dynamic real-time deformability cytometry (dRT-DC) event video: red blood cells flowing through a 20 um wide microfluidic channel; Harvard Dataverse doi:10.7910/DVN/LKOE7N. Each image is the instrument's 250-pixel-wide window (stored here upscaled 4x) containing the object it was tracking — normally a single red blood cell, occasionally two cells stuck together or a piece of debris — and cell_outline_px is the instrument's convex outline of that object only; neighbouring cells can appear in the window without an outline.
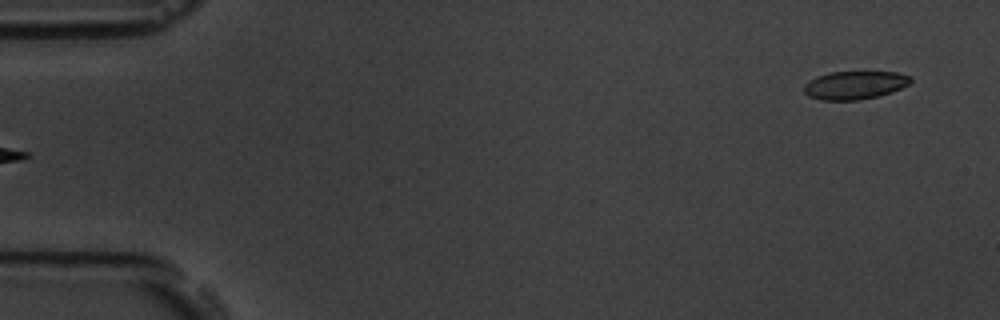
{"species": "common noctule bat (a hibernating species)", "species_latin": "Nyctalus noctula", "temperature_condition": "room temperature", "stored_images_in_passage": 5, "segment_of_instrument_passage": [2, 2], "camera_frame_rate_fps": 3000, "um_per_image_px": 0.085, "animal": {"sex": "male", "body_mass_g": 19.5, "forearm_length_mm": 54.6}, "frame": {"image": 1, "passage_image": 5, "time_ms": 5.333, "image_size_px": [1000, 320], "cell_outline_px": [[912, 80], [908, 84], [892, 92], [860, 100], [820, 100], [808, 96], [804, 92], [804, 84], [816, 76], [832, 72], [896, 72], [912, 76]], "centroid_in_image_um": [72.64, 7.24], "position_along_channel_um": 12.4, "area_um2": 17.51}}